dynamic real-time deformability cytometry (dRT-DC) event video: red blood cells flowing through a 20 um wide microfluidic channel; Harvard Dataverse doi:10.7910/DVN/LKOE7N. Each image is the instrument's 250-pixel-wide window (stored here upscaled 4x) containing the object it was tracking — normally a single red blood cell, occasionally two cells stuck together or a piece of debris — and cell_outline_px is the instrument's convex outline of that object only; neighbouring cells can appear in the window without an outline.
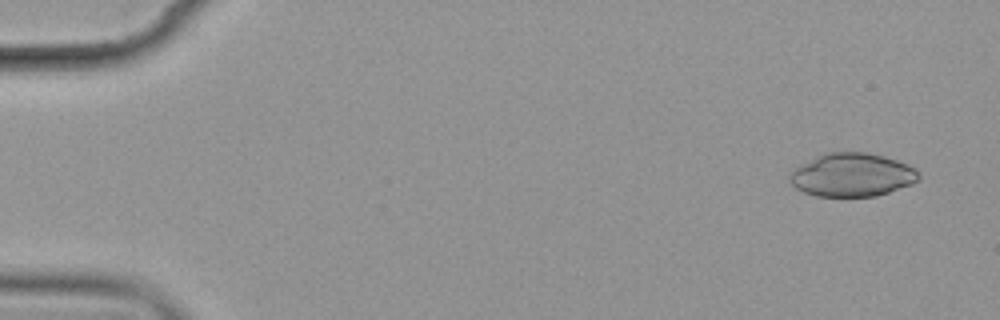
{"species": "common noctule bat (a hibernating species)", "species_latin": "Nyctalus noctula", "temperature_condition": "cold", "stored_images_in_passage": 4, "camera_frame_rate_fps": 3000, "um_per_image_px": 0.085, "animal": {"sex": "female", "body_mass_g": 19.9}, "frame": {"image": 1, "passage_image": 1, "time_ms": 0.0, "image_size_px": [1000, 320], "cell_outline_px": [[920, 176], [912, 184], [876, 196], [816, 196], [804, 192], [796, 188], [788, 180], [788, 176], [796, 168], [824, 152], [868, 152], [884, 156], [896, 160], [916, 168]], "centroid_in_image_um": [72.43, 14.86], "position_along_channel_um": 12.6, "area_um2": 32.43}}